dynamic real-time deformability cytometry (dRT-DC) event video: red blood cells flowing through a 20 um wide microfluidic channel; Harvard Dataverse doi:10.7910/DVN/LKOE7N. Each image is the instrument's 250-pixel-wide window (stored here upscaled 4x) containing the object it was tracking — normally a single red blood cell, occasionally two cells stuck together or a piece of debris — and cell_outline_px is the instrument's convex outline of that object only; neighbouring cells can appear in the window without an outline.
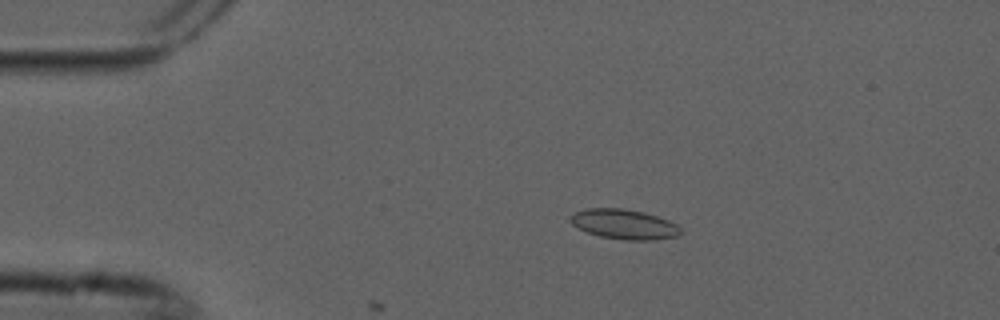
{"species": "common noctule bat (a hibernating species)", "species_latin": "Nyctalus noctula", "temperature_condition": "cold", "stored_images_in_passage": 8, "camera_frame_rate_fps": 3000, "um_per_image_px": 0.085, "animal": {"sex": "male", "forearm_length_mm": 52.5}, "frame": {"image": 1, "passage_image": 4, "time_ms": 1.0, "image_size_px": [1000, 320], "cell_outline_px": [[684, 232], [676, 236], [652, 240], [624, 240], [600, 236], [588, 232], [572, 224], [568, 216], [584, 208], [624, 208], [644, 212], [668, 220], [676, 224]], "centroid_in_image_um": [53.05, 19.05], "position_along_channel_um": 32.0, "area_um2": 19.19}}